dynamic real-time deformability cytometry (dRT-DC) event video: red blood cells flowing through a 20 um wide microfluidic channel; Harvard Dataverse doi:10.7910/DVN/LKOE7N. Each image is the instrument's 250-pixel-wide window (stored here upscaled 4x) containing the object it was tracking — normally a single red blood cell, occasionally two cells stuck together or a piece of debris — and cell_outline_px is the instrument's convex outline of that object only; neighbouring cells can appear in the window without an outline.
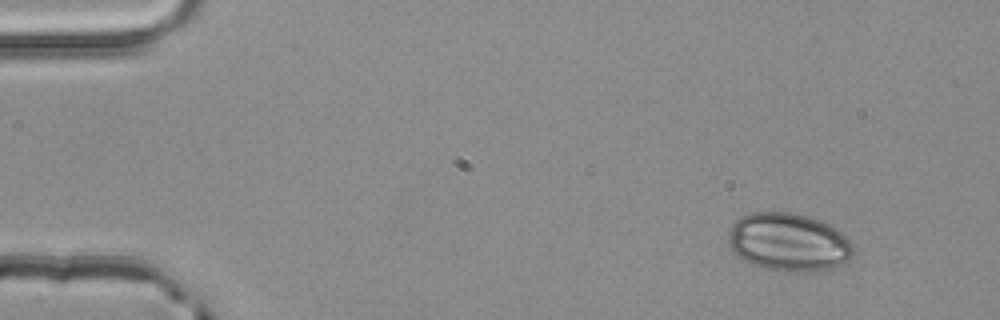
{"species": "common noctule bat (a hibernating species)", "species_latin": "Nyctalus noctula", "temperature_condition": "room temperature", "stored_images_in_passage": 2, "camera_frame_rate_fps": 3000, "um_per_image_px": 0.085, "animal": {"sex": "male", "body_mass_g": 20.4}, "frame": {"image": 1, "passage_image": 1, "time_ms": 0.0, "image_size_px": [1000, 320], "cell_outline_px": [[856, 252], [848, 260], [832, 268], [796, 272], [788, 272], [764, 268], [752, 264], [744, 260], [732, 252], [728, 244], [728, 232], [732, 224], [740, 216], [752, 212], [792, 212], [808, 216], [820, 220], [836, 228], [852, 244]], "centroid_in_image_um": [67.0, 20.57], "position_along_channel_um": 18.0, "area_um2": 42.54}}